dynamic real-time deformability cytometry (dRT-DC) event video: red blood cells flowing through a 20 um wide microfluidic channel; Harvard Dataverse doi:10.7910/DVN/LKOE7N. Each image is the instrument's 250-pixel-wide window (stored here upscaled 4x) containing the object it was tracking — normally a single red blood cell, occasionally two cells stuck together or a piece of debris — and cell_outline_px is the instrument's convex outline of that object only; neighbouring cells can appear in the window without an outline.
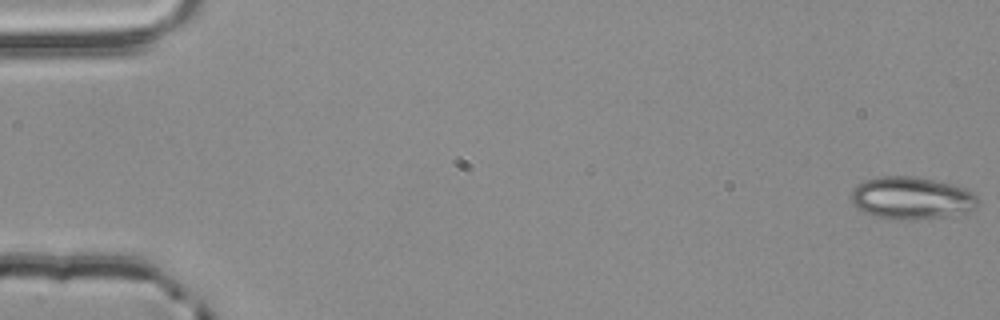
{"species": "common noctule bat (a hibernating species)", "species_latin": "Nyctalus noctula", "temperature_condition": "room temperature", "stored_images_in_passage": 55, "camera_frame_rate_fps": 3000, "um_per_image_px": 0.085, "animal": {"sex": "male", "body_mass_g": 20.4}, "frame": {"image": 1, "passage_image": 1, "time_ms": 0.0, "image_size_px": [1000, 320], "cell_outline_px": [[980, 204], [976, 208], [964, 212], [944, 216], [904, 220], [896, 220], [876, 216], [864, 212], [852, 204], [848, 196], [852, 188], [864, 180], [880, 176], [916, 176], [936, 180], [964, 188], [972, 192], [980, 200]], "centroid_in_image_um": [77.44, 16.82], "position_along_channel_um": 7.6, "area_um2": 31.56}}
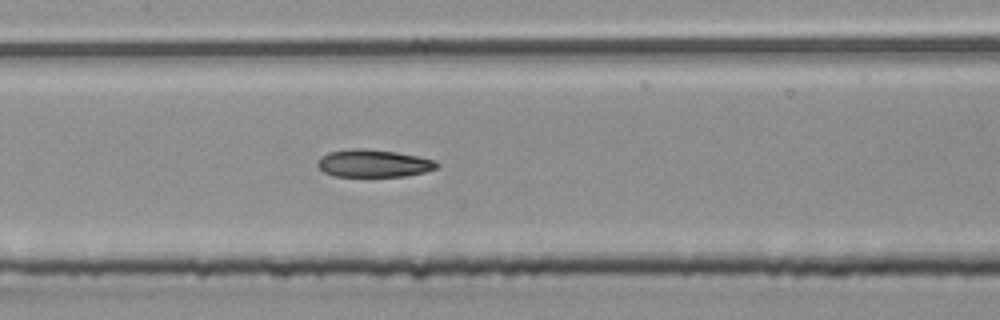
{"frame": {"image": 2, "passage_image": 27, "time_ms": 8.667, "image_size_px": [1000, 320], "cell_outline_px": [[440, 164], [436, 168], [424, 172], [404, 176], [336, 176], [324, 172], [316, 164], [316, 160], [320, 156], [328, 152], [352, 148], [364, 148], [396, 152], [436, 160]], "centroid_in_image_um": [31.72, 13.87], "position_along_channel_um": 175.7, "area_um2": 19.19}}
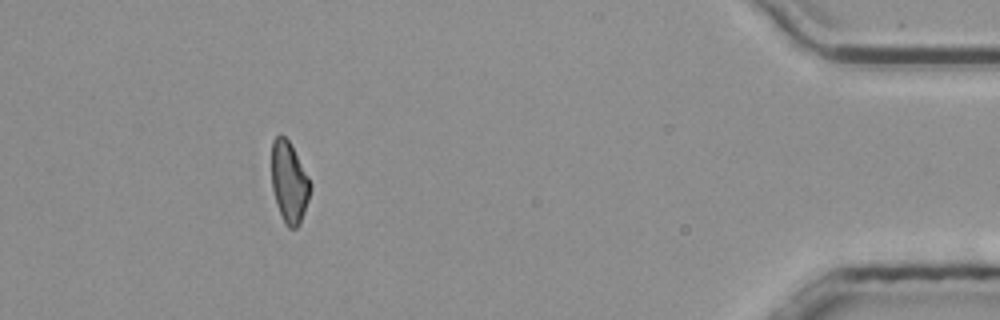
{"frame": {"image": 3, "passage_image": 50, "time_ms": 16.333, "image_size_px": [1000, 320], "cell_outline_px": [[312, 184], [308, 200], [300, 224], [296, 228], [288, 228], [284, 224], [276, 204], [272, 188], [272, 140], [280, 132], [288, 140], [308, 176]], "centroid_in_image_um": [24.57, 15.51], "position_along_channel_um": 410.6, "area_um2": 18.32}, "authors_computed_cell_mechanics": {"area_um2": 19.8254, "velocity_mm_per_s": 3.8723, "shape_relaxation_time_tau1_ms": null, "shape_relaxation_time_tau2_ms": 8.2656, "deformation_change_tau1": null, "deformation_change_tau2": 0.171}}